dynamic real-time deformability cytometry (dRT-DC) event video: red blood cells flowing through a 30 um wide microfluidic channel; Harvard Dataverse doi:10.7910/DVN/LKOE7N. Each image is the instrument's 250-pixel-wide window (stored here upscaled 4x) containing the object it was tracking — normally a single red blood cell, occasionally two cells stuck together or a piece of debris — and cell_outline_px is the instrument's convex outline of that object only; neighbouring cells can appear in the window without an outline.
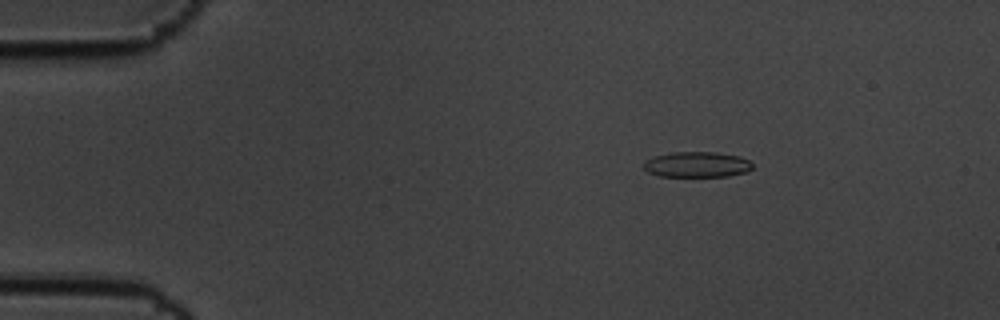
{"species": "common noctule bat (a hibernating species)", "species_latin": "Nyctalus noctula", "temperature_condition": "cold", "stored_images_in_passage": 6, "camera_frame_rate_fps": 3000, "um_per_image_px": 0.085, "animal": {"sex": "male", "body_mass_g": 19.5, "forearm_length_mm": 54.6}, "frame": {"image": 1, "passage_image": 2, "time_ms": 0.333, "image_size_px": [1000, 320], "cell_outline_px": [[752, 168], [748, 172], [728, 176], [660, 176], [648, 172], [644, 168], [644, 164], [648, 160], [656, 156], [668, 152], [716, 152], [740, 156], [748, 160], [752, 164]], "centroid_in_image_um": [59.28, 13.98], "position_along_channel_um": 25.7, "area_um2": 16.13}}
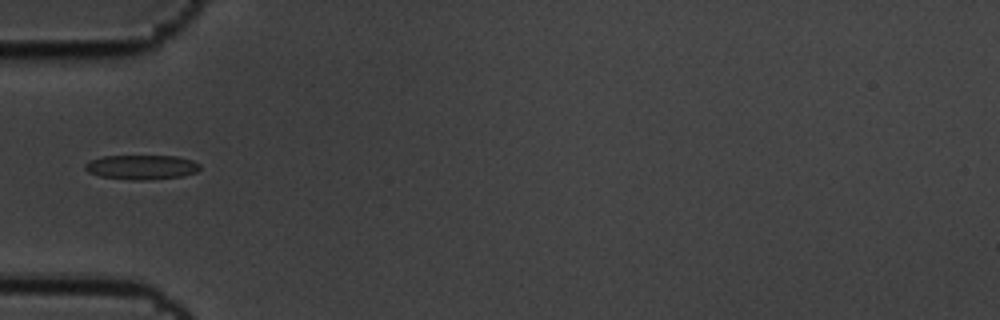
{"frame": {"image": 2, "passage_image": 5, "time_ms": 1.333, "image_size_px": [1000, 320], "cell_outline_px": [[200, 168], [196, 172], [184, 176], [144, 180], [132, 180], [100, 176], [88, 172], [84, 168], [84, 164], [92, 160], [104, 156], [176, 156], [192, 160], [200, 164]], "centroid_in_image_um": [12.05, 14.21], "position_along_channel_um": 73.0, "area_um2": 16.36}}
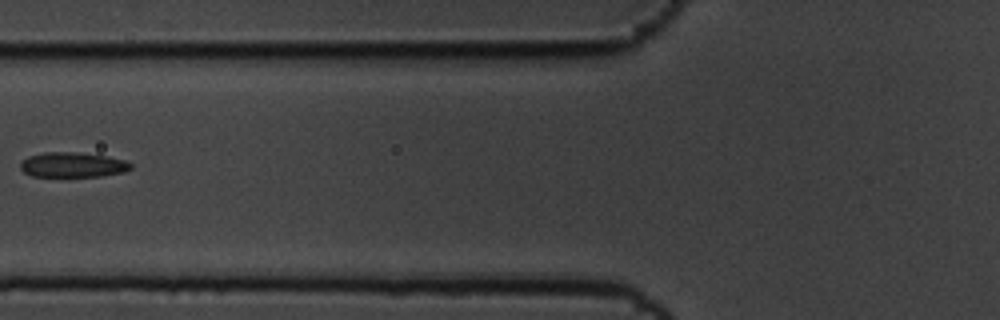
{"frame": {"image": 3, "passage_image": 6, "time_ms": 1.667, "image_size_px": [1000, 320], "cell_outline_px": [[132, 168], [124, 172], [100, 176], [32, 176], [24, 172], [20, 168], [20, 164], [28, 156], [44, 152], [76, 152], [108, 156], [124, 160], [132, 164]], "centroid_in_image_um": [6.19, 14.0], "position_along_channel_um": 119.6, "area_um2": 16.01}}